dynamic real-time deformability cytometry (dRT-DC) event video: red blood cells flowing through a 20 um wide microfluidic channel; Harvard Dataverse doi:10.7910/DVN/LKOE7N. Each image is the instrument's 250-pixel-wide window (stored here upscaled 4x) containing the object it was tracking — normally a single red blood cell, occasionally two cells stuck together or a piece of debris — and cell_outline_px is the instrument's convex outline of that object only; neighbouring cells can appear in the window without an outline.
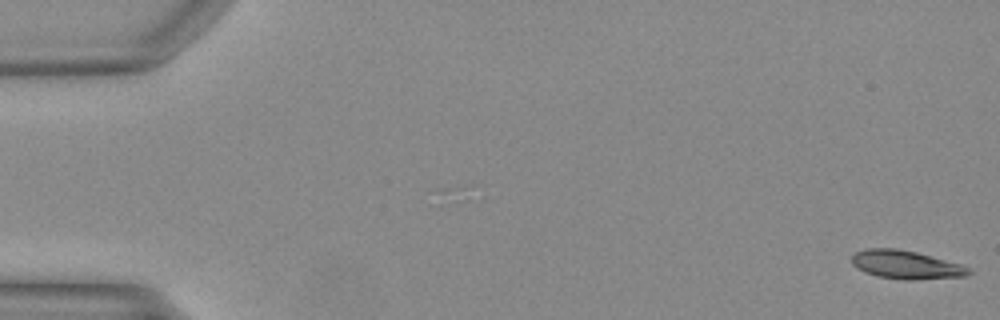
{"species": "Egyptian fruit bat (a non-hibernating species)", "species_latin": "Rousettus aegyptiacus", "temperature_condition": "warm", "stored_images_in_passage": 46, "camera_frame_rate_fps": 3000, "um_per_image_px": 0.085, "animal": {"sex": "female"}, "frame": {"image": 1, "passage_image": 1, "time_ms": 0.0, "image_size_px": [1000, 320], "cell_outline_px": [[972, 272], [968, 276], [916, 280], [904, 280], [876, 276], [856, 268], [852, 264], [852, 256], [856, 252], [864, 248], [896, 248], [916, 252], [960, 264], [968, 268]], "centroid_in_image_um": [76.99, 22.51], "position_along_channel_um": 8.0, "area_um2": 19.42}}
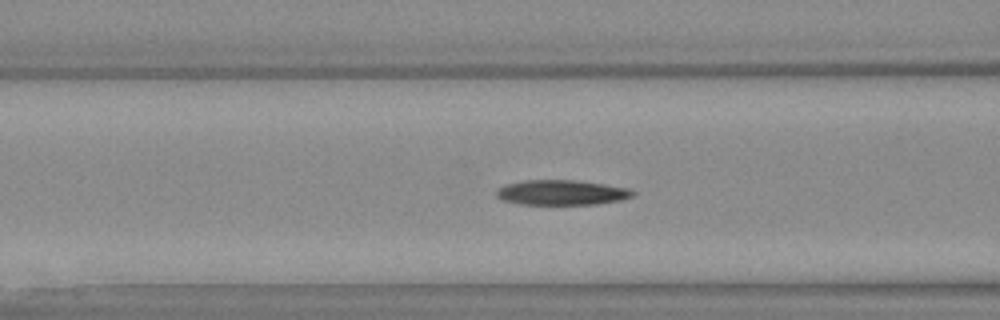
{"frame": {"image": 2, "passage_image": 20, "time_ms": 6.333, "image_size_px": [1000, 320], "cell_outline_px": [[636, 192], [632, 196], [620, 200], [596, 204], [520, 204], [504, 200], [496, 196], [496, 192], [500, 188], [508, 184], [524, 180], [576, 180], [604, 184], [628, 188]], "centroid_in_image_um": [47.76, 16.36], "position_along_channel_um": 118.8, "area_um2": 19.65}}
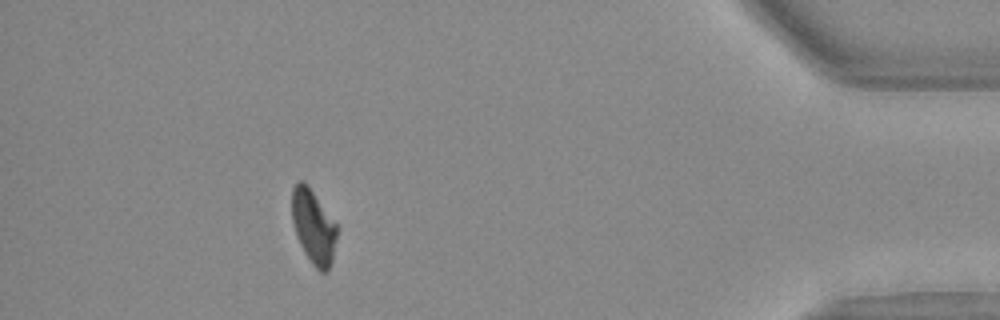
{"frame": {"image": 3, "passage_image": 45, "time_ms": 14.667, "image_size_px": [1000, 320], "cell_outline_px": [[336, 236], [332, 264], [328, 272], [320, 272], [312, 264], [304, 252], [300, 244], [292, 220], [292, 188], [300, 180], [312, 192], [336, 224]], "centroid_in_image_um": [26.64, 19.35], "position_along_channel_um": 408.6, "area_um2": 18.84}}